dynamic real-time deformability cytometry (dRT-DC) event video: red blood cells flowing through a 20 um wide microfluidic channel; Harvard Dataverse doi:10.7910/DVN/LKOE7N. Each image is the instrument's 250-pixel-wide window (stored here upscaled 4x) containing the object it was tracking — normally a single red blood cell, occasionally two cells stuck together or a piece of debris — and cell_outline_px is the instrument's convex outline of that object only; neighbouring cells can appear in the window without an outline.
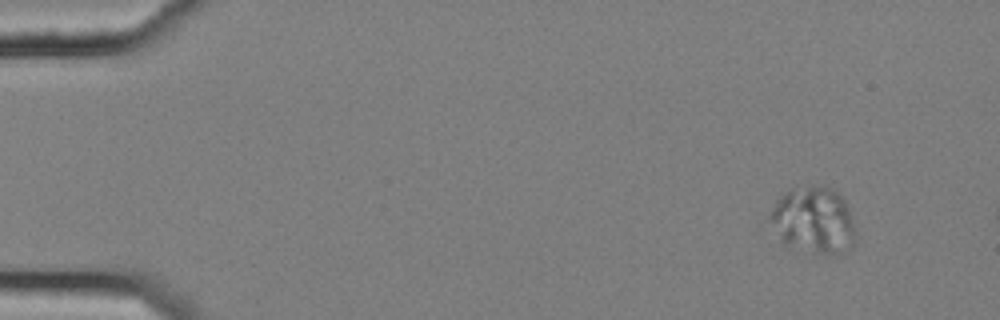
{"species": "common noctule bat (a hibernating species)", "species_latin": "Nyctalus noctula", "temperature_condition": "cold", "stored_images_in_passage": 2, "camera_frame_rate_fps": 3000, "um_per_image_px": 0.085, "animal": {"sex": "female", "body_mass_g": 25.1}, "frame": {"image": 1, "passage_image": 1, "time_ms": 0.0, "image_size_px": [1000, 320], "cell_outline_px": [[856, 232], [852, 248], [844, 252], [828, 256], [784, 244], [780, 240], [768, 220], [768, 216], [780, 192], [792, 188], [812, 184], [824, 184], [832, 188], [844, 200], [848, 208], [856, 228]], "centroid_in_image_um": [69.14, 18.69], "position_along_channel_um": 15.9, "area_um2": 34.1}}